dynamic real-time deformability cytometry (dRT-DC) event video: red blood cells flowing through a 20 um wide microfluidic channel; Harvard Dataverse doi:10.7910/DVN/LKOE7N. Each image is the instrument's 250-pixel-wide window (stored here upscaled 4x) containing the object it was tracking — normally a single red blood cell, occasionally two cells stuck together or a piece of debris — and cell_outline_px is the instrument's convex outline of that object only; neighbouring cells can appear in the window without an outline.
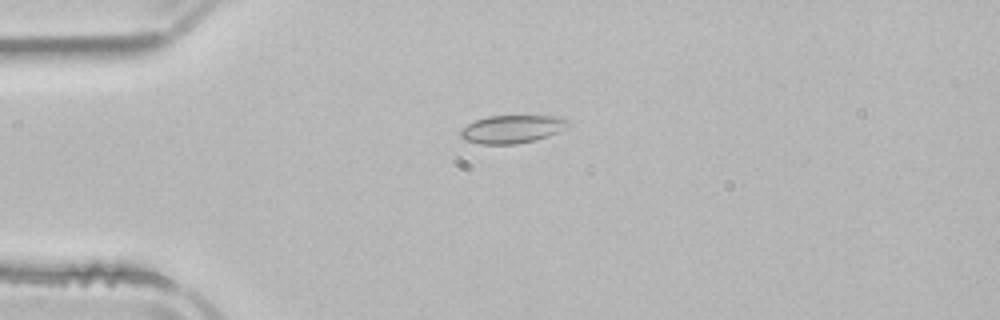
{"species": "common noctule bat (a hibernating species)", "species_latin": "Nyctalus noctula", "temperature_condition": "room temperature", "stored_images_in_passage": 44, "camera_frame_rate_fps": 3000, "um_per_image_px": 0.085, "animal": {"sex": "male", "body_mass_g": 21.5, "forearm_length_mm": 52.0}, "frame": {"image": 1, "passage_image": 5, "time_ms": 1.333, "image_size_px": [1000, 320], "cell_outline_px": [[572, 128], [536, 140], [516, 144], [480, 144], [464, 140], [460, 136], [460, 128], [476, 120], [488, 116], [564, 116], [572, 124]], "centroid_in_image_um": [43.61, 10.97], "position_along_channel_um": 41.4, "area_um2": 18.03}}
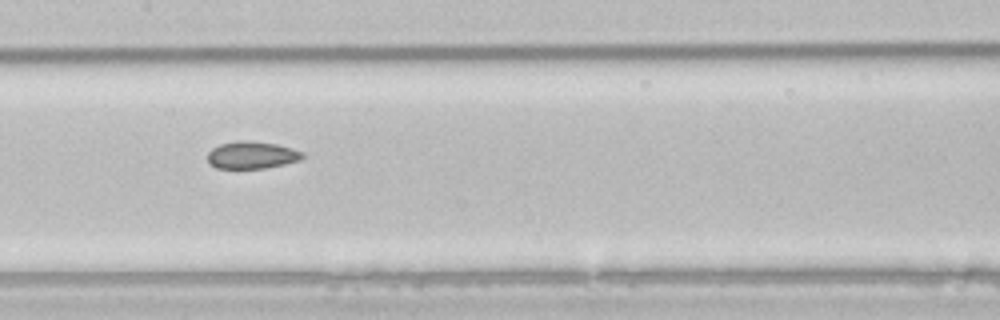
{"frame": {"image": 2, "passage_image": 18, "time_ms": 5.667, "image_size_px": [1000, 320], "cell_outline_px": [[304, 156], [300, 160], [284, 164], [264, 168], [216, 168], [208, 164], [208, 152], [212, 148], [220, 144], [240, 140], [248, 140], [276, 144], [292, 148], [304, 152]], "centroid_in_image_um": [21.39, 13.18], "position_along_channel_um": 186.0, "area_um2": 15.14}}
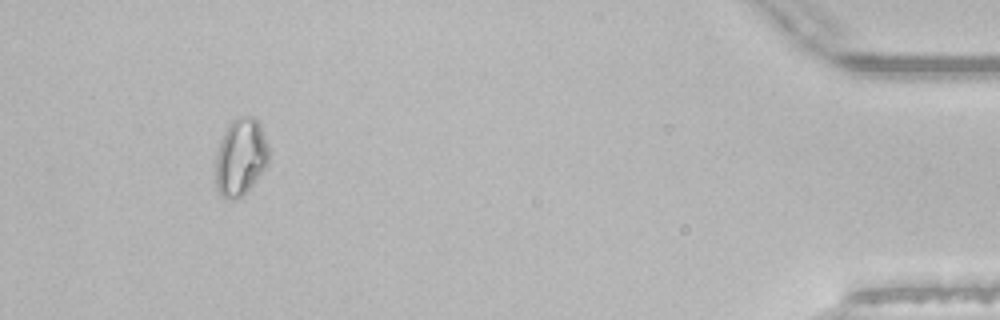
{"frame": {"image": 3, "passage_image": 41, "time_ms": 13.333, "image_size_px": [1000, 320], "cell_outline_px": [[268, 160], [264, 168], [252, 184], [240, 196], [224, 196], [216, 188], [216, 156], [220, 140], [228, 124], [236, 116], [252, 116], [260, 124], [268, 148]], "centroid_in_image_um": [20.44, 13.26], "position_along_channel_um": 414.8, "area_um2": 23.18}, "authors_computed_cell_mechanics": {"area_um2": 16.2996, "velocity_mm_per_s": 3.8833, "shape_relaxation_time_tau1_ms": null, "shape_relaxation_time_tau2_ms": 2.4255, "deformation_change_tau1": null, "deformation_change_tau2": 0.0606}}